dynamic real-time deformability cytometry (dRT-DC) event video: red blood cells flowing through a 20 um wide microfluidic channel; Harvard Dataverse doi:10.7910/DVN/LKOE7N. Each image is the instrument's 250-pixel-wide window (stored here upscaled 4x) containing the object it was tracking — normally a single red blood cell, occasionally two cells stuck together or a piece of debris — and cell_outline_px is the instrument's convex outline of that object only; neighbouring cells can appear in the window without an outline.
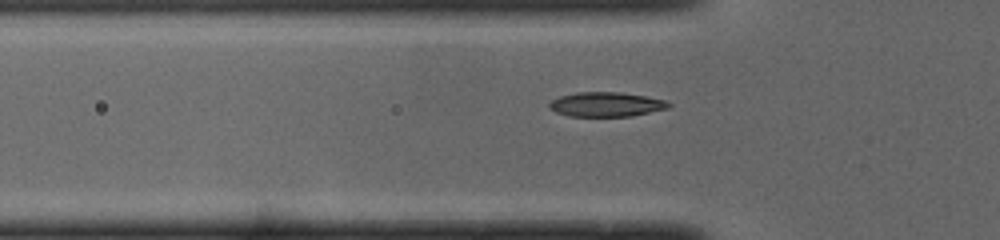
{"species": "common noctule bat (a hibernating species)", "species_latin": "Nyctalus noctula", "temperature_condition": "cold", "stored_images_in_passage": 34, "camera_frame_rate_fps": 3000, "um_per_image_px": 0.085, "animal": {"sex": "male", "body_mass_g": 19.0, "forearm_length_mm": 50.8}, "frame": {"image": 1, "passage_image": 9, "time_ms": 2.667, "image_size_px": [1000, 240], "cell_outline_px": [[672, 104], [668, 108], [632, 116], [568, 116], [556, 112], [548, 108], [548, 104], [552, 100], [560, 96], [576, 92], [620, 92], [668, 100]], "centroid_in_image_um": [51.53, 8.87], "position_along_channel_um": 74.3, "area_um2": 17.11}}
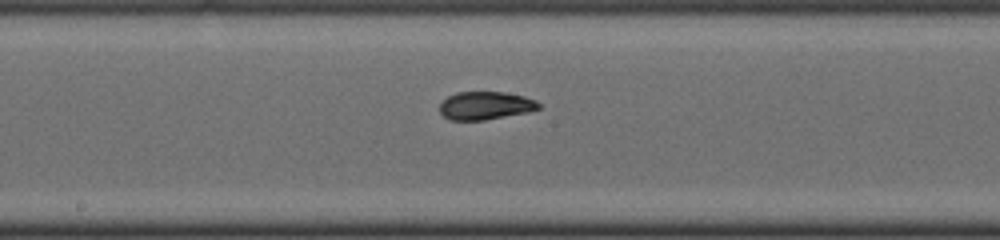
{"frame": {"image": 2, "passage_image": 19, "time_ms": 6.0, "image_size_px": [1000, 240], "cell_outline_px": [[540, 108], [528, 112], [484, 120], [448, 120], [440, 112], [440, 104], [448, 96], [456, 92], [504, 92], [524, 96], [536, 100], [540, 104]], "centroid_in_image_um": [41.26, 8.97], "position_along_channel_um": 206.9, "area_um2": 16.18}}
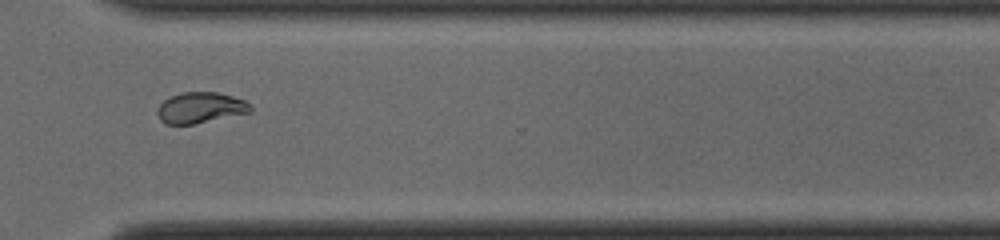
{"frame": {"image": 3, "passage_image": 30, "time_ms": 9.667, "image_size_px": [1000, 240], "cell_outline_px": [[252, 112], [192, 124], [164, 124], [160, 120], [156, 112], [156, 108], [164, 100], [172, 96], [184, 92], [220, 92], [244, 100], [252, 108]], "centroid_in_image_um": [17.01, 9.15], "position_along_channel_um": 353.6, "area_um2": 16.7}}